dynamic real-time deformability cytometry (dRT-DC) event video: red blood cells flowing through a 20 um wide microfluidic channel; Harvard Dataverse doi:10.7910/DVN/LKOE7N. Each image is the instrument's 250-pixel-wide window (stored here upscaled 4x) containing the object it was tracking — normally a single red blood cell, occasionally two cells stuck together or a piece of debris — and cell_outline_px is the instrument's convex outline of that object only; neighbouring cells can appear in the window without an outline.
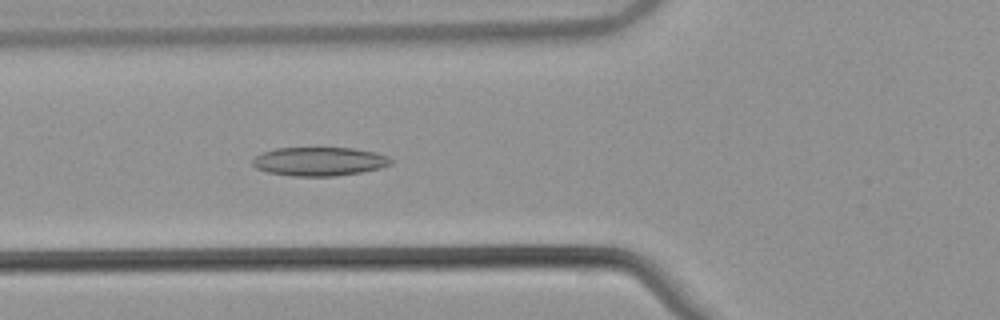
{"species": "common noctule bat (a hibernating species)", "species_latin": "Nyctalus noctula", "temperature_condition": "warm", "stored_images_in_passage": 54, "camera_frame_rate_fps": 3000, "um_per_image_px": 0.085, "animal": {"sex": "male", "body_mass_g": 21.5, "forearm_length_mm": 52.0}, "frame": {"image": 1, "passage_image": 21, "time_ms": 6.667, "image_size_px": [1000, 320], "cell_outline_px": [[392, 164], [380, 168], [360, 172], [336, 176], [292, 176], [268, 172], [256, 168], [252, 164], [252, 160], [256, 156], [264, 152], [276, 148], [352, 148], [376, 152], [388, 156], [392, 160]], "centroid_in_image_um": [27.16, 13.72], "position_along_channel_um": 98.6, "area_um2": 23.12}}
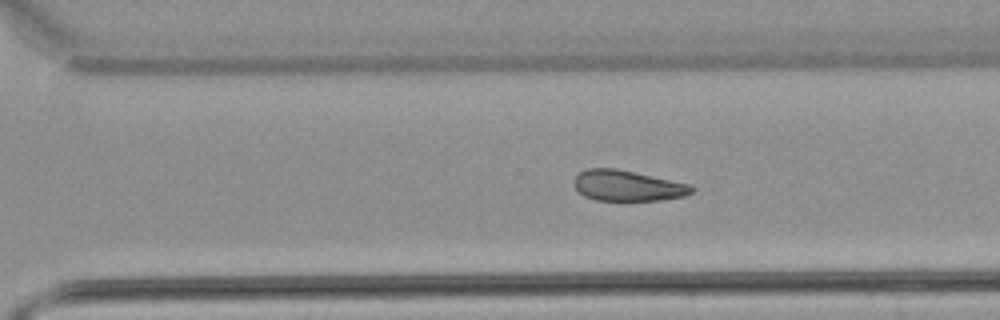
{"frame": {"image": 2, "passage_image": 38, "time_ms": 12.333, "image_size_px": [1000, 320], "cell_outline_px": [[696, 188], [692, 192], [684, 196], [660, 200], [596, 200], [584, 196], [576, 192], [572, 184], [572, 180], [580, 172], [588, 168], [616, 168], [692, 184]], "centroid_in_image_um": [53.31, 15.78], "position_along_channel_um": 317.3, "area_um2": 21.33}}
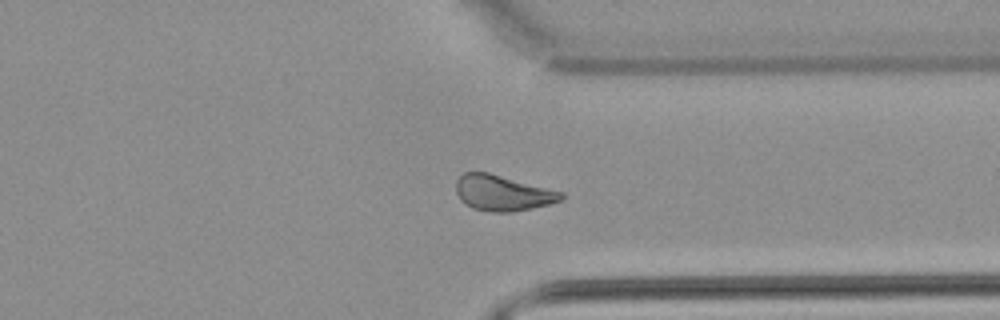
{"frame": {"image": 3, "passage_image": 42, "time_ms": 13.667, "image_size_px": [1000, 320], "cell_outline_px": [[564, 196], [560, 200], [548, 204], [532, 208], [512, 212], [492, 212], [472, 208], [464, 204], [460, 200], [456, 192], [456, 180], [464, 172], [488, 172], [564, 192]], "centroid_in_image_um": [42.69, 16.4], "position_along_channel_um": 368.7, "area_um2": 21.85}}